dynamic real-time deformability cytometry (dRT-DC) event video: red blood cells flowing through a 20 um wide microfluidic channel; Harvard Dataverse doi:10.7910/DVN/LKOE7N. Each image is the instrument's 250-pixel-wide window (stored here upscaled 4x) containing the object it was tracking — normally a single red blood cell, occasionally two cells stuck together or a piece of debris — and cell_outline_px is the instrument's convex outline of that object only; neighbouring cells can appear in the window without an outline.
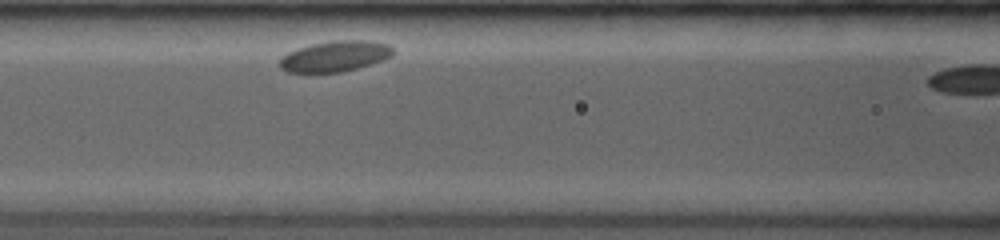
{"species": "common noctule bat (a hibernating species)", "species_latin": "Nyctalus noctula", "temperature_condition": "room temperature", "stored_images_in_passage": 9, "camera_frame_rate_fps": 3500, "um_per_image_px": 0.085, "animal": {"sex": "female", "body_mass_g": 19.0, "forearm_length_mm": 53.3}, "frame": {"image": 1, "passage_image": 8, "time_ms": 2.286, "image_size_px": [1000, 240], "cell_outline_px": [[396, 52], [392, 56], [384, 60], [356, 68], [340, 72], [308, 76], [288, 72], [280, 68], [276, 64], [288, 52], [296, 48], [312, 44], [336, 40], [368, 40], [388, 44]], "centroid_in_image_um": [28.41, 4.83], "position_along_channel_um": 138.2, "area_um2": 21.1}}